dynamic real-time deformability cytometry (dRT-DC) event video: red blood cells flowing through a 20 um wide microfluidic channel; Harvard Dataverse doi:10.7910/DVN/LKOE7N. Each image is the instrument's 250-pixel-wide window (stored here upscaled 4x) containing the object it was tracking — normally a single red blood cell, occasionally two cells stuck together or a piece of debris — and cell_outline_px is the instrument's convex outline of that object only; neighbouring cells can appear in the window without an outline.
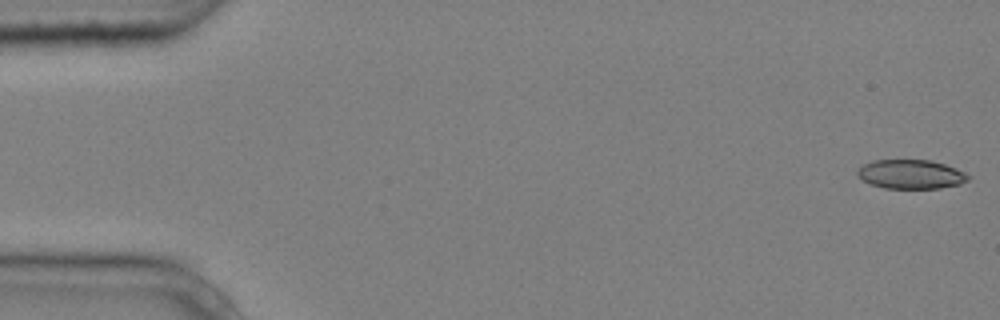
{"species": "common noctule bat (a hibernating species)", "species_latin": "Nyctalus noctula", "temperature_condition": "cold", "stored_images_in_passage": 5, "camera_frame_rate_fps": 3000, "um_per_image_px": 0.085, "animal": {"sex": "male", "body_mass_g": 20.4}, "frame": {"image": 1, "passage_image": 1, "time_ms": 0.0, "image_size_px": [1000, 320], "cell_outline_px": [[972, 176], [968, 180], [960, 184], [940, 188], [884, 188], [872, 184], [856, 176], [856, 172], [864, 164], [872, 160], [932, 160], [956, 168]], "centroid_in_image_um": [77.44, 14.81], "position_along_channel_um": 7.6, "area_um2": 18.79}}
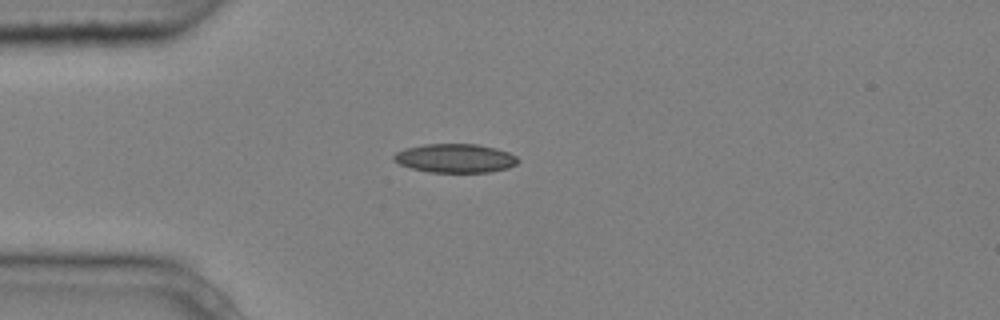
{"frame": {"image": 2, "passage_image": 5, "time_ms": 1.333, "image_size_px": [1000, 320], "cell_outline_px": [[520, 160], [516, 164], [508, 168], [488, 172], [428, 172], [412, 168], [400, 164], [392, 156], [396, 152], [404, 148], [424, 144], [476, 144], [496, 148], [508, 152], [516, 156]], "centroid_in_image_um": [38.7, 13.44], "position_along_channel_um": 46.3, "area_um2": 20.81}}